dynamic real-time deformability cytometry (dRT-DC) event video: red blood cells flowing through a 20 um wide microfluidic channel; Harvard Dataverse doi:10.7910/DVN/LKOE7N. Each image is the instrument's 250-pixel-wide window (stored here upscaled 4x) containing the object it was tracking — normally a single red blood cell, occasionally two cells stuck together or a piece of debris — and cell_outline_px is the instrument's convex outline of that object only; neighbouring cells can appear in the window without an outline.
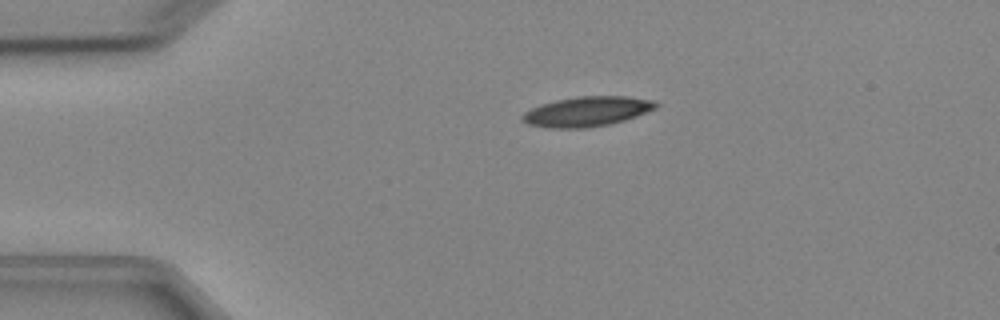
{"species": "Egyptian fruit bat (a non-hibernating species)", "species_latin": "Rousettus aegyptiacus", "temperature_condition": "cold", "stored_images_in_passage": 4, "camera_frame_rate_fps": 3000, "um_per_image_px": 0.085, "animal": {"sex": "female"}, "frame": {"image": 1, "passage_image": 3, "time_ms": 2.333, "image_size_px": [1000, 320], "cell_outline_px": [[660, 104], [656, 108], [636, 116], [624, 120], [608, 124], [588, 128], [548, 128], [528, 124], [520, 120], [520, 116], [524, 112], [540, 104], [556, 100], [576, 96], [628, 96], [652, 100]], "centroid_in_image_um": [49.86, 9.47], "position_along_channel_um": 35.1, "area_um2": 23.35}}